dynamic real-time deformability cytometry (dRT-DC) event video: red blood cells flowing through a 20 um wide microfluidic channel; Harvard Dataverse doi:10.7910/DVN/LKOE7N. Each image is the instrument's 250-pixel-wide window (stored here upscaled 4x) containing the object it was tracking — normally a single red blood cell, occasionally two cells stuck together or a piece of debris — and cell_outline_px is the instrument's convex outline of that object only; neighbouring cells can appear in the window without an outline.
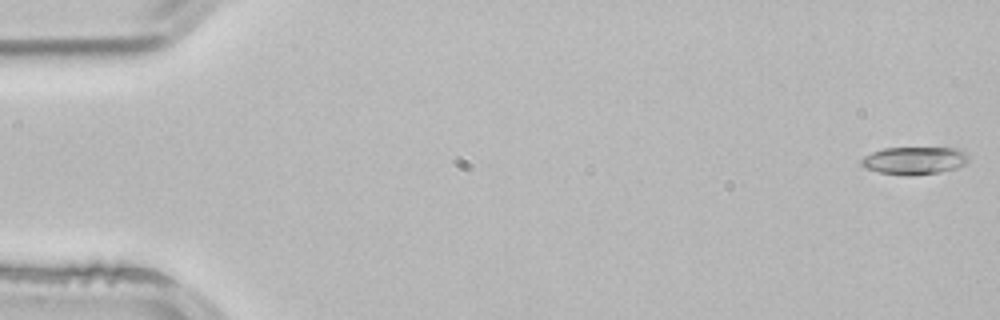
{"species": "common noctule bat (a hibernating species)", "species_latin": "Nyctalus noctula", "temperature_condition": "room temperature", "stored_images_in_passage": 16, "camera_frame_rate_fps": 3000, "um_per_image_px": 0.085, "animal": {"sex": "male", "body_mass_g": 21.5, "forearm_length_mm": 52.0}, "frame": {"image": 1, "passage_image": 1, "time_ms": 0.0, "image_size_px": [1000, 320], "cell_outline_px": [[968, 164], [956, 168], [940, 172], [880, 172], [864, 168], [860, 164], [860, 160], [864, 156], [872, 152], [884, 148], [956, 148], [964, 152], [968, 156]], "centroid_in_image_um": [77.74, 13.59], "position_along_channel_um": 7.3, "area_um2": 16.47}}
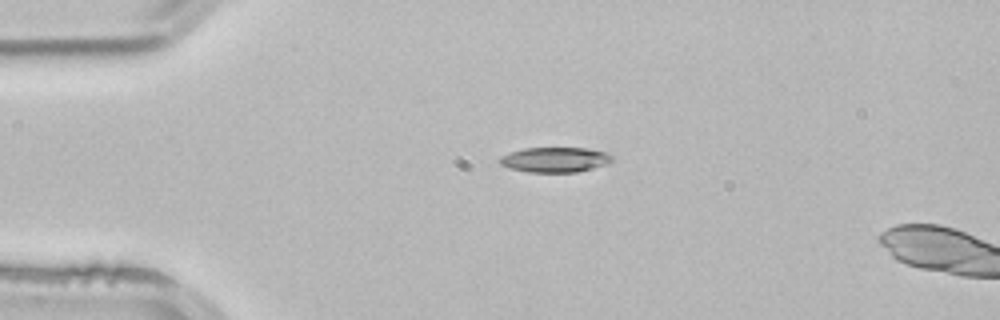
{"frame": {"image": 2, "passage_image": 12, "time_ms": 3.667, "image_size_px": [1000, 320], "cell_outline_px": [[612, 160], [608, 164], [576, 172], [528, 172], [508, 168], [500, 164], [500, 156], [524, 148], [588, 148], [604, 152], [612, 156]], "centroid_in_image_um": [47.16, 13.58], "position_along_channel_um": 37.8, "area_um2": 16.3}}